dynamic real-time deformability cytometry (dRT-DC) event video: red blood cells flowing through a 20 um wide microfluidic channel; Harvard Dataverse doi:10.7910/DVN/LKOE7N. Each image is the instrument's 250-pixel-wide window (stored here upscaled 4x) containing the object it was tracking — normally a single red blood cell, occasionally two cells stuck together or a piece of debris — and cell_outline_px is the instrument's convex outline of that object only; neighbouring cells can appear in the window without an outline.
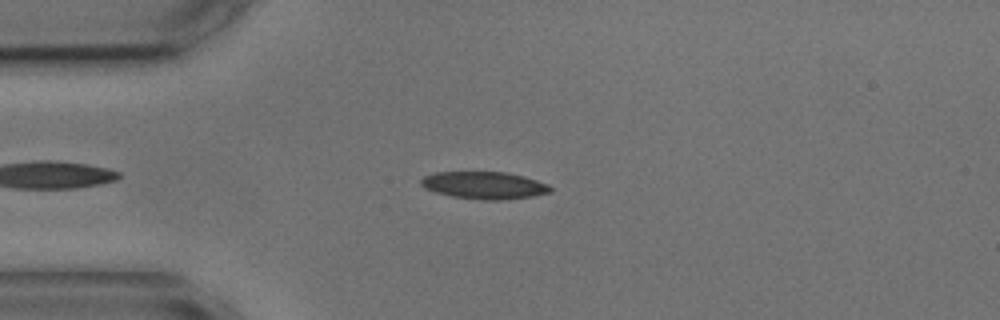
{"species": "common noctule bat (a hibernating species)", "species_latin": "Nyctalus noctula", "temperature_condition": "cold", "stored_images_in_passage": 8, "camera_frame_rate_fps": 3000, "um_per_image_px": 0.085, "animal": {"sex": "male", "body_mass_g": 17.9, "forearm_length_mm": 54.2}, "frame": {"image": 1, "passage_image": 4, "time_ms": 3.333, "image_size_px": [1000, 320], "cell_outline_px": [[552, 192], [532, 196], [500, 200], [484, 200], [452, 196], [436, 192], [424, 188], [420, 184], [420, 180], [424, 176], [432, 172], [504, 172], [524, 176], [548, 184], [552, 188]], "centroid_in_image_um": [41.15, 15.74], "position_along_channel_um": 43.9, "area_um2": 20.58}}
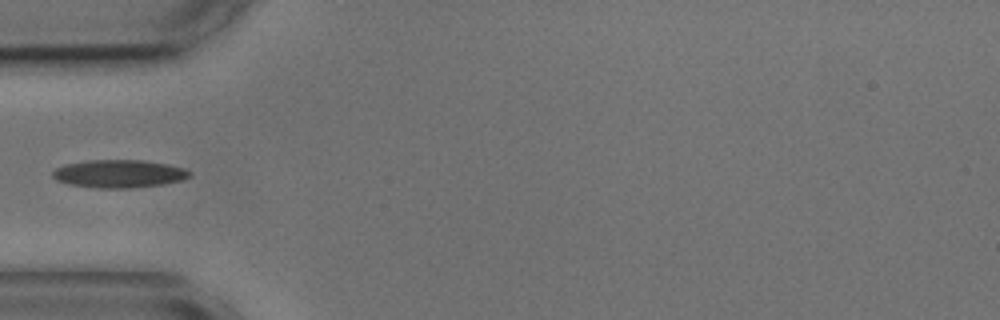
{"frame": {"image": 2, "passage_image": 5, "time_ms": 4.667, "image_size_px": [1000, 320], "cell_outline_px": [[192, 176], [184, 180], [160, 184], [128, 188], [96, 188], [68, 184], [56, 180], [52, 176], [52, 172], [56, 168], [68, 164], [88, 160], [144, 160], [168, 164], [184, 168], [192, 172]], "centroid_in_image_um": [10.14, 14.76], "position_along_channel_um": 74.9, "area_um2": 22.31}}